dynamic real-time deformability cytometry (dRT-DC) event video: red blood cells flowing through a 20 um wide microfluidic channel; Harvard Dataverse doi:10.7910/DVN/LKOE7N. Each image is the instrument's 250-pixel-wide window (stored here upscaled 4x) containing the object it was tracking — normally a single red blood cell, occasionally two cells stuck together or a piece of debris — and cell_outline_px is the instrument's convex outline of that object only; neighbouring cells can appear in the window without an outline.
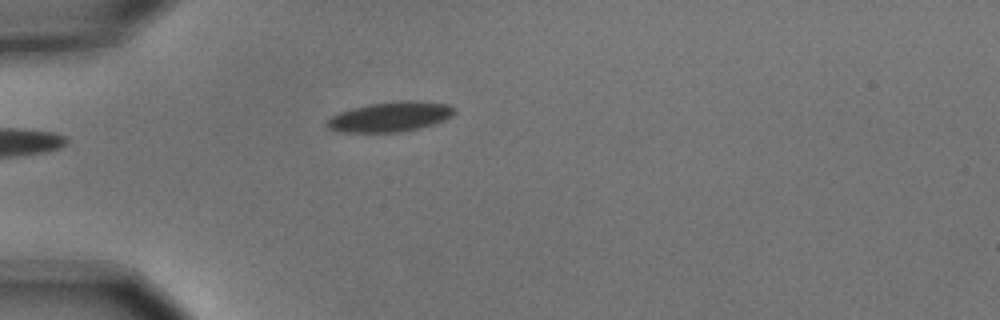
{"species": "common noctule bat (a hibernating species)", "species_latin": "Nyctalus noctula", "temperature_condition": "cold", "stored_images_in_passage": 2, "camera_frame_rate_fps": 3000, "um_per_image_px": 0.085, "animal": {"sex": "male", "body_mass_g": 15.6}, "frame": {"image": 1, "passage_image": 2, "time_ms": 0.333, "image_size_px": [1000, 320], "cell_outline_px": [[456, 112], [432, 124], [400, 132], [344, 132], [328, 128], [324, 124], [324, 120], [340, 112], [352, 108], [368, 104], [400, 100], [416, 100], [448, 104], [456, 108]], "centroid_in_image_um": [33.11, 9.91], "position_along_channel_um": 51.9, "area_um2": 22.08}}